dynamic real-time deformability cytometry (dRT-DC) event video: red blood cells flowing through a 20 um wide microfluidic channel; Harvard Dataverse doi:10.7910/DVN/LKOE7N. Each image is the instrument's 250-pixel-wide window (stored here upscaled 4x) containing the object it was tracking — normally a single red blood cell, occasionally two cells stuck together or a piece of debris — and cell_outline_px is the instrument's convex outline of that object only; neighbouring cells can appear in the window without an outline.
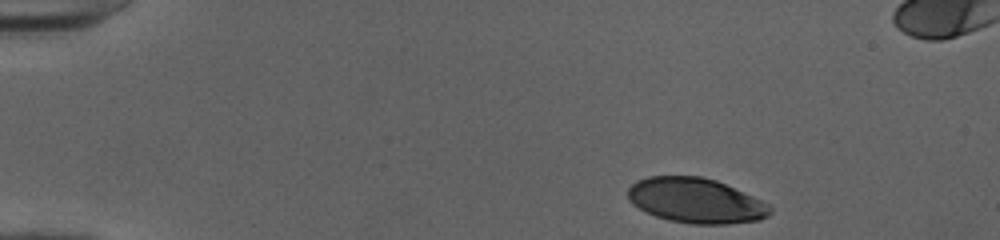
{"species": "human", "species_latin": "Homo sapiens", "temperature_condition": "cold", "stored_images_in_passage": 38, "camera_frame_rate_fps": 3000, "um_per_image_px": 0.085, "donor": {"sex": "female"}, "frame": {"image": 1, "passage_image": 1, "time_ms": 0.0, "image_size_px": [1000, 240], "cell_outline_px": [[772, 212], [768, 216], [760, 220], [728, 224], [692, 224], [668, 220], [656, 216], [632, 204], [628, 200], [628, 188], [636, 180], [648, 176], [700, 176], [716, 180], [752, 196], [768, 204], [772, 208]], "centroid_in_image_um": [59.14, 17.05], "position_along_channel_um": 25.9, "area_um2": 37.28}}
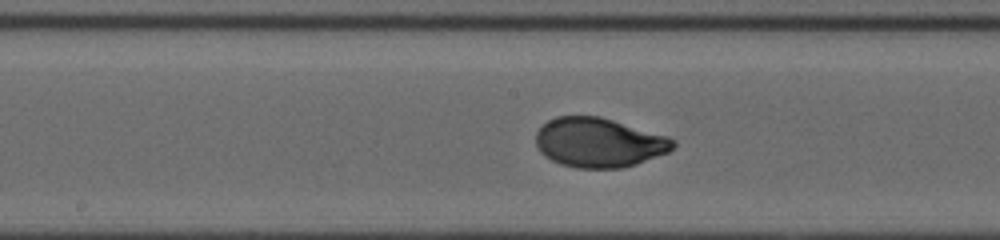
{"frame": {"image": 2, "passage_image": 21, "time_ms": 6.667, "image_size_px": [1000, 240], "cell_outline_px": [[676, 144], [668, 152], [636, 164], [624, 168], [576, 168], [560, 164], [544, 156], [540, 152], [536, 144], [536, 132], [548, 120], [556, 116], [600, 116], [668, 136], [676, 140]], "centroid_in_image_um": [50.9, 12.12], "position_along_channel_um": 197.3, "area_um2": 39.65}}
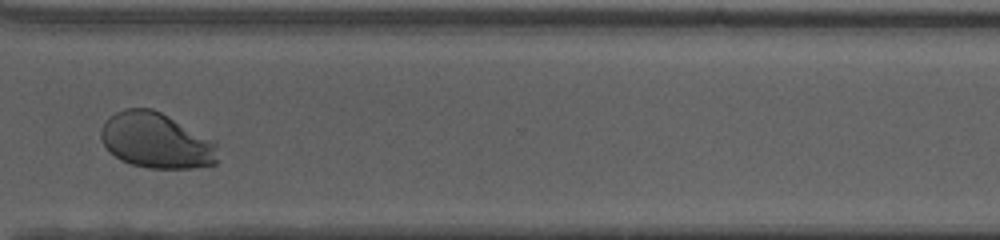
{"frame": {"image": 3, "passage_image": 33, "time_ms": 10.667, "image_size_px": [1000, 240], "cell_outline_px": [[216, 164], [192, 168], [148, 168], [132, 164], [120, 160], [108, 152], [100, 136], [100, 132], [104, 124], [116, 112], [124, 108], [152, 108], [216, 140]], "centroid_in_image_um": [13.28, 11.95], "position_along_channel_um": 357.3, "area_um2": 37.8}, "authors_computed_cell_mechanics": {"area_um2": 39.1595, "velocity_mm_per_s": 3.9944, "shape_relaxation_time_tau1_ms": 3.005, "shape_relaxation_time_tau2_ms": null, "deformation_change_tau1": 0.1797, "deformation_change_tau2": null}}